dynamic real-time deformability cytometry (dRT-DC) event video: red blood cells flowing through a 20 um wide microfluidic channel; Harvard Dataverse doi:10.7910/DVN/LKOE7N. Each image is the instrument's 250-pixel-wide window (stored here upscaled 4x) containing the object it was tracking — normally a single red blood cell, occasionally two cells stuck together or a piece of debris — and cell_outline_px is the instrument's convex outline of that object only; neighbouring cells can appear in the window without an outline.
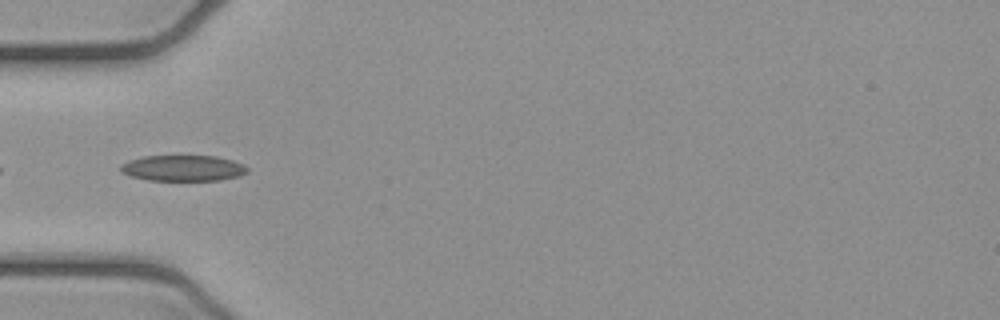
{"species": "common noctule bat (a hibernating species)", "species_latin": "Nyctalus noctula", "temperature_condition": "cold", "stored_images_in_passage": 4, "camera_frame_rate_fps": 3000, "um_per_image_px": 0.085, "animal": {"sex": "female", "body_mass_g": 21.9}, "frame": {"image": 1, "passage_image": 4, "time_ms": 1.0, "image_size_px": [1000, 320], "cell_outline_px": [[248, 172], [240, 176], [220, 180], [148, 180], [132, 176], [120, 172], [120, 164], [128, 160], [144, 156], [216, 156], [232, 160], [244, 164], [248, 168]], "centroid_in_image_um": [15.56, 14.29], "position_along_channel_um": 69.4, "area_um2": 19.19}}